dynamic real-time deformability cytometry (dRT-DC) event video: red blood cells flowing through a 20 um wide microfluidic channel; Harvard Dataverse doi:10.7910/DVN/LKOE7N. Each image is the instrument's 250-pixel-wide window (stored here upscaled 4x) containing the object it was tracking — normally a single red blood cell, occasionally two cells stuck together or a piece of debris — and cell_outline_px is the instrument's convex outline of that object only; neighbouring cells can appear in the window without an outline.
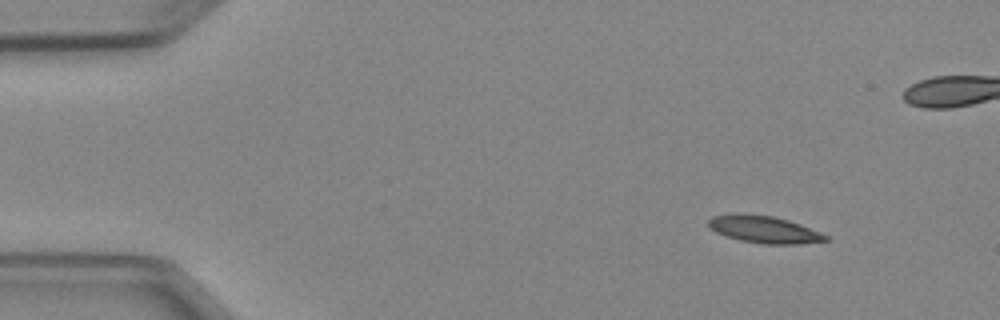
{"species": "Egyptian fruit bat (a non-hibernating species)", "species_latin": "Rousettus aegyptiacus", "temperature_condition": "cold", "stored_images_in_passage": 6, "camera_frame_rate_fps": 3000, "um_per_image_px": 0.085, "animal": {"sex": "female"}, "frame": {"image": 1, "passage_image": 1, "time_ms": 0.0, "image_size_px": [1000, 320], "cell_outline_px": [[832, 240], [800, 244], [764, 244], [740, 240], [716, 232], [708, 228], [708, 220], [712, 216], [732, 212], [740, 212], [772, 216], [788, 220], [800, 224], [832, 236]], "centroid_in_image_um": [64.98, 19.49], "position_along_channel_um": 20.0, "area_um2": 19.02}}
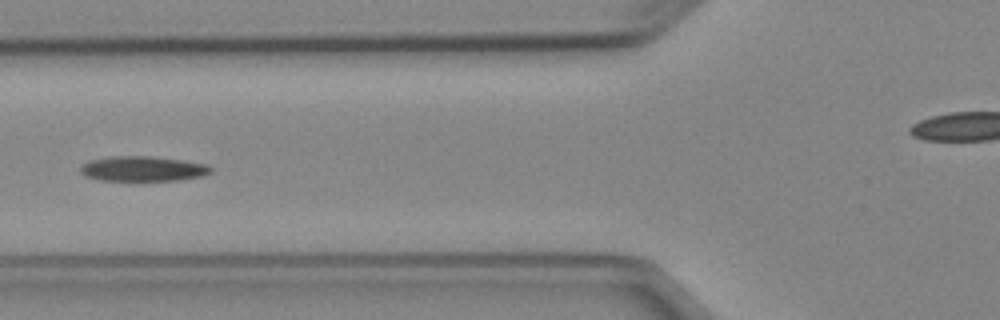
{"frame": {"image": 2, "passage_image": 5, "time_ms": 4.667, "image_size_px": [1000, 320], "cell_outline_px": [[212, 172], [204, 176], [180, 180], [96, 180], [84, 176], [80, 172], [80, 164], [88, 160], [112, 156], [152, 156], [184, 160], [208, 164], [212, 168]], "centroid_in_image_um": [12.13, 14.34], "position_along_channel_um": 113.7, "area_um2": 19.36}}